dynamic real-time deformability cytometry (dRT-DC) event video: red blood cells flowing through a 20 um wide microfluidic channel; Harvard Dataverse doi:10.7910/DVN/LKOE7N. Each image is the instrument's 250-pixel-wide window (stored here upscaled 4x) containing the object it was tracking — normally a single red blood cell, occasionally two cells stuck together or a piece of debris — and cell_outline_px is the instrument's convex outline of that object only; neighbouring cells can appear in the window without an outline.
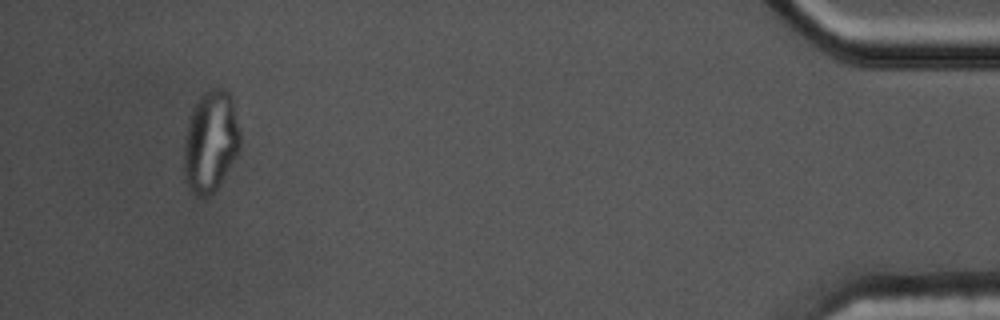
{"species": "common noctule bat (a hibernating species)", "species_latin": "Nyctalus noctula", "temperature_condition": "cold", "stored_images_in_passage": 57, "segment_of_instrument_passage": [2, 2], "camera_frame_rate_fps": 3000, "um_per_image_px": 0.085, "animal": {"sex": "male", "body_mass_g": 17.5, "forearm_length_mm": 52.3}, "frame": {"image": 1, "passage_image": 54, "time_ms": 17.667, "image_size_px": [1000, 320], "cell_outline_px": [[240, 148], [236, 156], [216, 188], [208, 196], [196, 196], [188, 188], [184, 176], [184, 140], [188, 120], [200, 96], [204, 92], [212, 88], [224, 88], [228, 92], [232, 100], [240, 132]], "centroid_in_image_um": [17.89, 12.03], "position_along_channel_um": 417.3, "area_um2": 32.95}}